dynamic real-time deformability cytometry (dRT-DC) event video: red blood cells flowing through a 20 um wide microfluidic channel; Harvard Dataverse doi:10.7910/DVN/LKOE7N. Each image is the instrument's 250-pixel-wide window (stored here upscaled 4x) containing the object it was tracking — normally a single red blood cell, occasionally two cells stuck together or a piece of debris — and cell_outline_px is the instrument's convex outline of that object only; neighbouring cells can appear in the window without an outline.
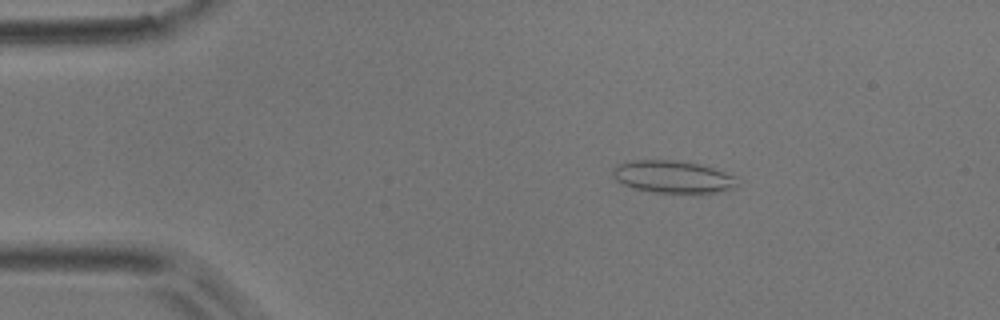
{"species": "common noctule bat (a hibernating species)", "species_latin": "Nyctalus noctula", "temperature_condition": "room temperature", "stored_images_in_passage": 50, "camera_frame_rate_fps": 3000, "um_per_image_px": 0.085, "animal": {"sex": "male", "body_mass_g": 17.9}, "frame": {"image": 1, "passage_image": 8, "time_ms": 2.333, "image_size_px": [1000, 320], "cell_outline_px": [[736, 188], [716, 192], [652, 192], [620, 184], [612, 176], [612, 168], [616, 164], [636, 160], [676, 160], [700, 164], [724, 172], [732, 176], [736, 184]], "centroid_in_image_um": [57.11, 15.02], "position_along_channel_um": 27.9, "area_um2": 23.18}}
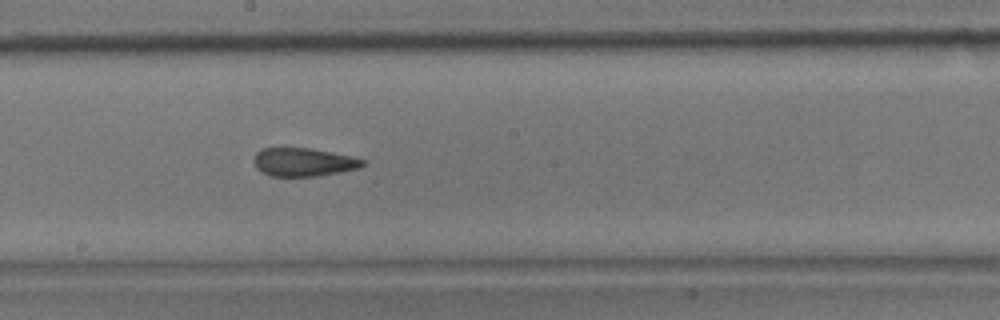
{"frame": {"image": 2, "passage_image": 27, "time_ms": 8.667, "image_size_px": [1000, 320], "cell_outline_px": [[368, 164], [360, 168], [340, 172], [316, 176], [268, 176], [260, 172], [256, 168], [252, 160], [256, 152], [264, 148], [312, 148], [352, 156], [368, 160]], "centroid_in_image_um": [25.83, 13.78], "position_along_channel_um": 222.4, "area_um2": 18.38}}
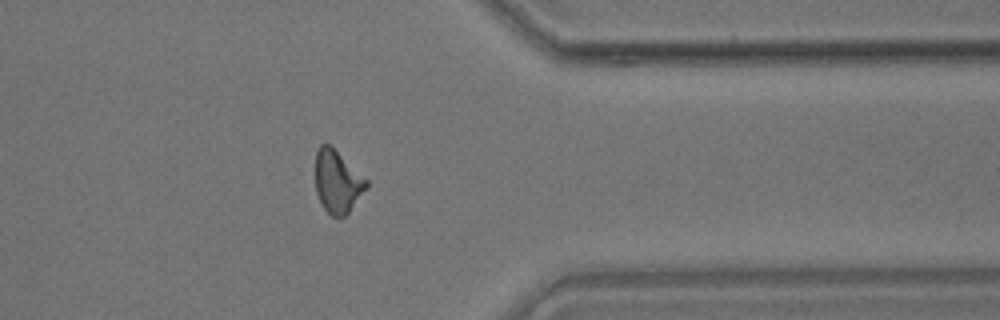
{"frame": {"image": 3, "passage_image": 40, "time_ms": 13.0, "image_size_px": [1000, 320], "cell_outline_px": [[368, 188], [348, 212], [344, 216], [332, 216], [324, 208], [316, 192], [316, 148], [320, 144], [328, 144], [368, 180]], "centroid_in_image_um": [28.68, 15.44], "position_along_channel_um": 382.7, "area_um2": 18.26}, "authors_computed_cell_mechanics": {"area_um2": 18.9584, "velocity_mm_per_s": 3.9643, "shape_relaxation_time_tau1_ms": null, "shape_relaxation_time_tau2_ms": 2.4866, "deformation_change_tau1": null, "deformation_change_tau2": 0.1134}}